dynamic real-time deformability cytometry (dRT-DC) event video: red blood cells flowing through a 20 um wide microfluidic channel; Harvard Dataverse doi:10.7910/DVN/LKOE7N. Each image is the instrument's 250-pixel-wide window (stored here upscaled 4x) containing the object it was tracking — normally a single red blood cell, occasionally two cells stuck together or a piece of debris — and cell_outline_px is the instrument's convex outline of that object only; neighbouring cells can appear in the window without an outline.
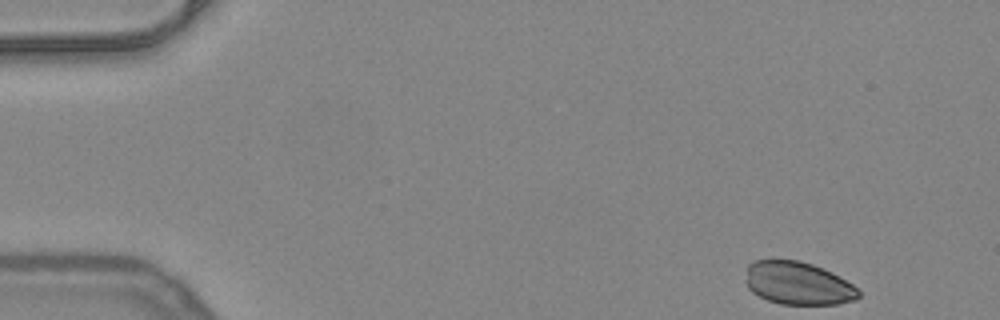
{"species": "common noctule bat (a hibernating species)", "species_latin": "Nyctalus noctula", "temperature_condition": "warm", "stored_images_in_passage": 48, "camera_frame_rate_fps": 3000, "um_per_image_px": 0.085, "animal": {"sex": "female", "body_mass_g": 24.6, "forearm_length_mm": 56.2}, "frame": {"image": 1, "passage_image": 1, "time_ms": 0.0, "image_size_px": [1000, 320], "cell_outline_px": [[860, 296], [856, 300], [840, 304], [780, 304], [768, 300], [752, 292], [748, 288], [748, 264], [752, 260], [800, 260], [812, 264], [832, 272], [852, 284], [860, 292]], "centroid_in_image_um": [67.86, 24.08], "position_along_channel_um": 17.1, "area_um2": 28.09}}
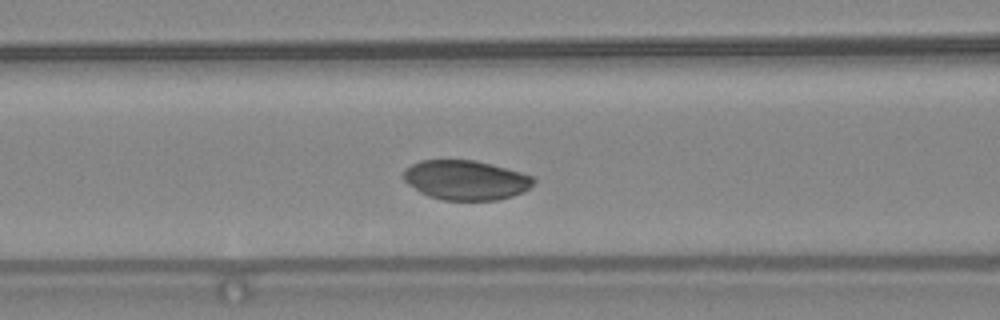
{"frame": {"image": 2, "passage_image": 18, "time_ms": 5.667, "image_size_px": [1000, 320], "cell_outline_px": [[536, 180], [524, 192], [512, 196], [496, 200], [444, 200], [428, 196], [420, 192], [408, 184], [404, 180], [404, 172], [412, 164], [420, 160], [476, 160], [492, 164], [536, 176]], "centroid_in_image_um": [39.63, 15.3], "position_along_channel_um": 127.0, "area_um2": 30.06}}
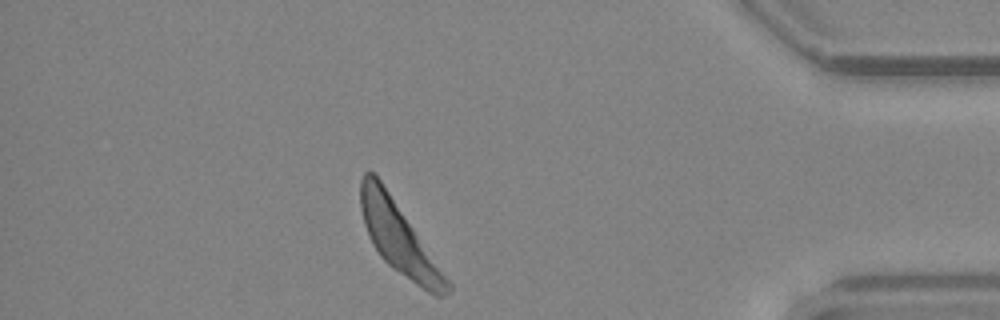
{"frame": {"image": 3, "passage_image": 42, "time_ms": 13.667, "image_size_px": [1000, 320], "cell_outline_px": [[452, 288], [448, 292], [440, 296], [436, 296], [428, 292], [392, 268], [380, 256], [372, 244], [368, 236], [364, 224], [360, 208], [360, 180], [364, 172], [372, 172], [380, 180], [452, 284]], "centroid_in_image_um": [33.87, 20.25], "position_along_channel_um": 401.3, "area_um2": 34.85}}